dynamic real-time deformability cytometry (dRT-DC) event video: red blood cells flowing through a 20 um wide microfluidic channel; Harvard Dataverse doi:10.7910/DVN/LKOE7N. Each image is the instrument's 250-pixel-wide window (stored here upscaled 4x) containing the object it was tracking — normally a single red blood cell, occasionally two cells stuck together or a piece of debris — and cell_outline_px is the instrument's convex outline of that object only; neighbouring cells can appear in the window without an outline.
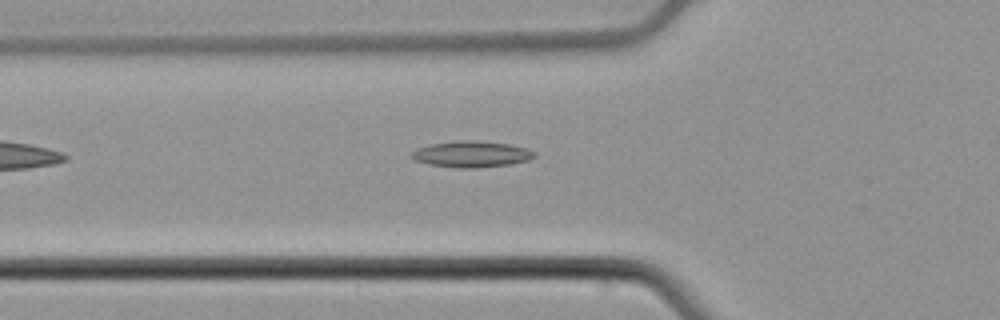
{"species": "common noctule bat (a hibernating species)", "species_latin": "Nyctalus noctula", "temperature_condition": "cold", "stored_images_in_passage": 2, "camera_frame_rate_fps": 3000, "um_per_image_px": 0.085, "animal": {"sex": "male", "body_mass_g": 21.5, "forearm_length_mm": 52.0}, "frame": {"image": 1, "passage_image": 2, "time_ms": 0.333, "image_size_px": [1000, 320], "cell_outline_px": [[536, 156], [528, 160], [512, 164], [476, 168], [460, 168], [428, 164], [416, 160], [412, 156], [412, 152], [416, 148], [432, 144], [456, 140], [476, 140], [508, 144], [528, 148], [536, 152]], "centroid_in_image_um": [40.12, 13.1], "position_along_channel_um": 85.7, "area_um2": 18.79}}